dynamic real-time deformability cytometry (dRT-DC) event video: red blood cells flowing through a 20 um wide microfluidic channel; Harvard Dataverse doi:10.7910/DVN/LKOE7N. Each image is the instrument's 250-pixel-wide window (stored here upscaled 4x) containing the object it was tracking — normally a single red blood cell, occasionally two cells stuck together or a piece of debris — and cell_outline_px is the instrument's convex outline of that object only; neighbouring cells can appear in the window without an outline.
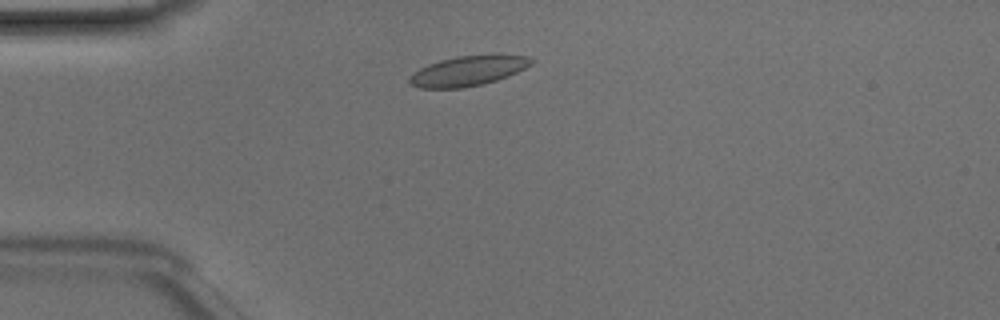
{"species": "Egyptian fruit bat (a non-hibernating species)", "species_latin": "Rousettus aegyptiacus", "temperature_condition": "room temperature", "stored_images_in_passage": 42, "camera_frame_rate_fps": 3000, "um_per_image_px": 0.085, "animal": {"sex": "male"}, "frame": {"image": 1, "passage_image": 6, "time_ms": 1.667, "image_size_px": [1000, 320], "cell_outline_px": [[536, 60], [532, 64], [508, 76], [484, 84], [464, 88], [420, 88], [412, 84], [408, 80], [420, 68], [428, 64], [440, 60], [456, 56], [492, 52], [528, 56]], "centroid_in_image_um": [39.88, 5.98], "position_along_channel_um": 45.1, "area_um2": 21.79}}
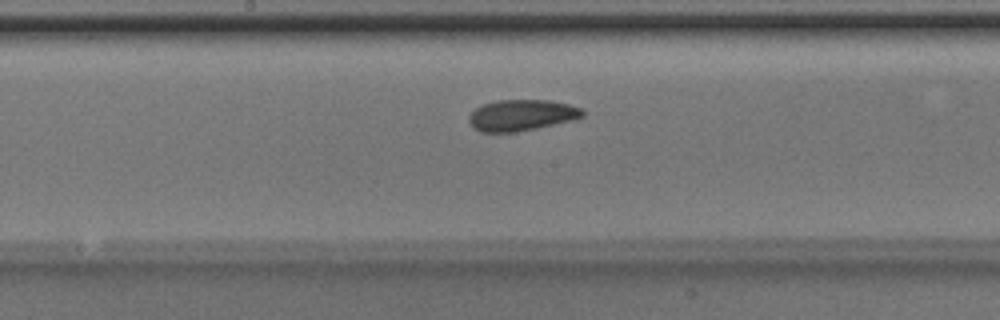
{"frame": {"image": 2, "passage_image": 19, "time_ms": 6.0, "image_size_px": [1000, 320], "cell_outline_px": [[584, 116], [576, 120], [516, 132], [480, 132], [472, 128], [468, 120], [468, 116], [476, 108], [484, 104], [496, 100], [548, 100], [568, 104], [584, 108]], "centroid_in_image_um": [44.35, 9.8], "position_along_channel_um": 203.8, "area_um2": 20.87}}
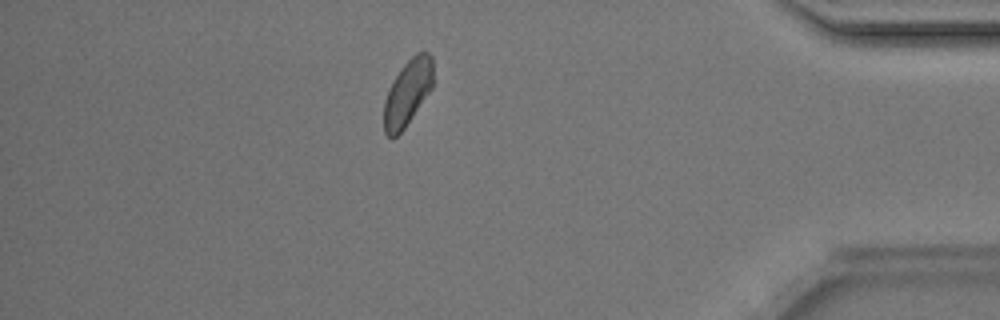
{"frame": {"image": 3, "passage_image": 36, "time_ms": 11.667, "image_size_px": [1000, 320], "cell_outline_px": [[432, 88], [404, 128], [392, 140], [384, 132], [384, 100], [400, 68], [416, 52], [428, 52], [432, 56]], "centroid_in_image_um": [34.64, 7.88], "position_along_channel_um": 400.6, "area_um2": 18.61}, "authors_computed_cell_mechanics": {"area_um2": 20.1722, "velocity_mm_per_s": 4.1355, "shape_relaxation_time_tau1_ms": 2.9667, "shape_relaxation_time_tau2_ms": 2.5669, "deformation_change_tau1": 0.0735, "deformation_change_tau2": 0.0647}}